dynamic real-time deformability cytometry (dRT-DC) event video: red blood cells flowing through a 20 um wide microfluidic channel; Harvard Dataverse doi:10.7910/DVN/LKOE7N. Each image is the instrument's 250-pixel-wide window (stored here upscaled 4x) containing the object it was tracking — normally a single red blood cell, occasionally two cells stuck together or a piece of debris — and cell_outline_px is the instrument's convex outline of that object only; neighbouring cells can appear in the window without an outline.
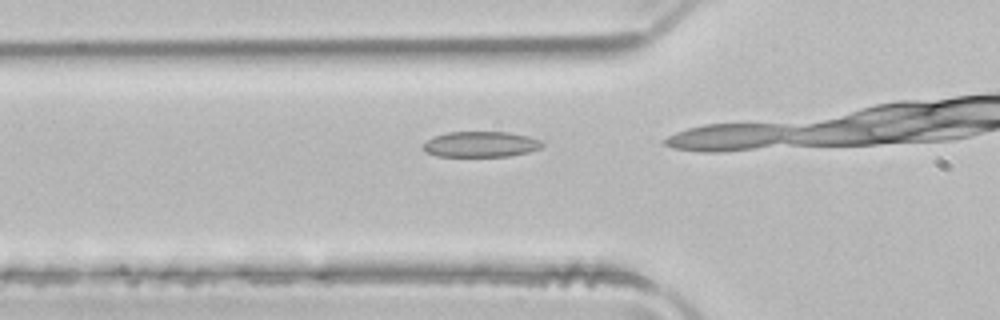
{"species": "common noctule bat (a hibernating species)", "species_latin": "Nyctalus noctula", "temperature_condition": "room temperature", "stored_images_in_passage": 3, "camera_frame_rate_fps": 3000, "um_per_image_px": 0.085, "animal": {"sex": "male", "body_mass_g": 21.5, "forearm_length_mm": 52.0}, "frame": {"image": 1, "passage_image": 3, "time_ms": 0.667, "image_size_px": [1000, 320], "cell_outline_px": [[544, 144], [540, 148], [528, 152], [508, 156], [436, 156], [428, 152], [424, 148], [424, 144], [432, 136], [448, 132], [508, 132], [528, 136], [540, 140]], "centroid_in_image_um": [40.88, 12.26], "position_along_channel_um": 84.9, "area_um2": 17.63}}